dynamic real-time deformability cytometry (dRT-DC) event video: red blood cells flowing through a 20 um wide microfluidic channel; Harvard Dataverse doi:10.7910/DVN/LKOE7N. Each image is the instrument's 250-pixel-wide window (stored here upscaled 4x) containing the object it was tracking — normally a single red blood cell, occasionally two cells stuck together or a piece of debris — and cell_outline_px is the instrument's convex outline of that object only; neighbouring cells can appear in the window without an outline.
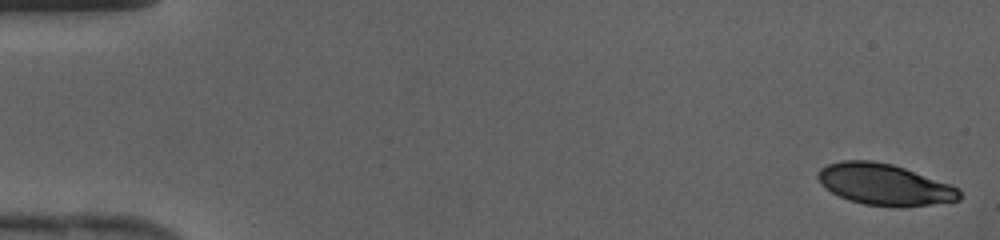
{"species": "human", "species_latin": "Homo sapiens", "temperature_condition": "cold", "stored_images_in_passage": 42, "camera_frame_rate_fps": 3000, "um_per_image_px": 0.085, "donor": {"sex": "female"}, "frame": {"image": 1, "passage_image": 1, "time_ms": 0.0, "image_size_px": [1000, 240], "cell_outline_px": [[960, 200], [928, 204], [864, 204], [848, 200], [832, 192], [820, 184], [816, 176], [820, 168], [828, 164], [840, 160], [872, 160], [892, 164], [952, 184], [960, 188]], "centroid_in_image_um": [75.14, 15.63], "position_along_channel_um": 9.9, "area_um2": 33.35}}
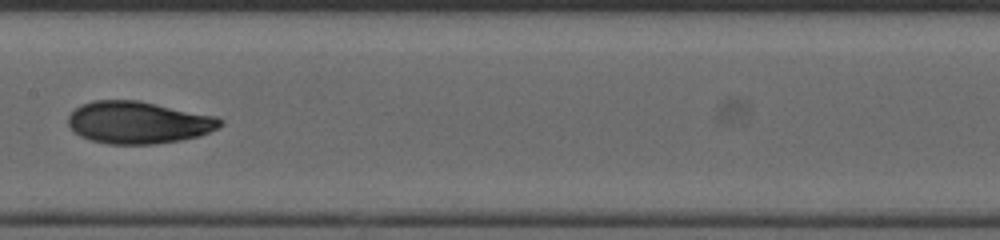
{"frame": {"image": 2, "passage_image": 22, "time_ms": 7.0, "image_size_px": [1000, 240], "cell_outline_px": [[224, 124], [220, 128], [200, 136], [180, 140], [152, 144], [108, 144], [92, 140], [80, 136], [68, 124], [68, 116], [80, 104], [92, 100], [136, 100], [216, 116], [224, 120]], "centroid_in_image_um": [11.79, 10.41], "position_along_channel_um": 195.6, "area_um2": 37.4}}
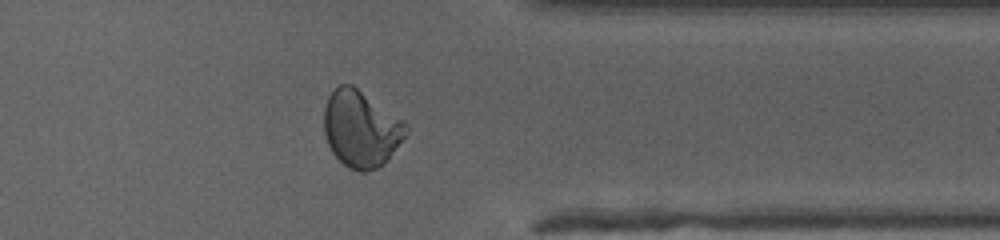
{"frame": {"image": 3, "passage_image": 34, "time_ms": 11.0, "image_size_px": [1000, 240], "cell_outline_px": [[408, 132], [388, 156], [376, 168], [364, 172], [360, 172], [348, 168], [332, 152], [328, 144], [324, 132], [324, 108], [328, 96], [340, 84], [352, 84], [404, 120], [408, 124]], "centroid_in_image_um": [30.66, 10.92], "position_along_channel_um": 380.7, "area_um2": 36.18}}